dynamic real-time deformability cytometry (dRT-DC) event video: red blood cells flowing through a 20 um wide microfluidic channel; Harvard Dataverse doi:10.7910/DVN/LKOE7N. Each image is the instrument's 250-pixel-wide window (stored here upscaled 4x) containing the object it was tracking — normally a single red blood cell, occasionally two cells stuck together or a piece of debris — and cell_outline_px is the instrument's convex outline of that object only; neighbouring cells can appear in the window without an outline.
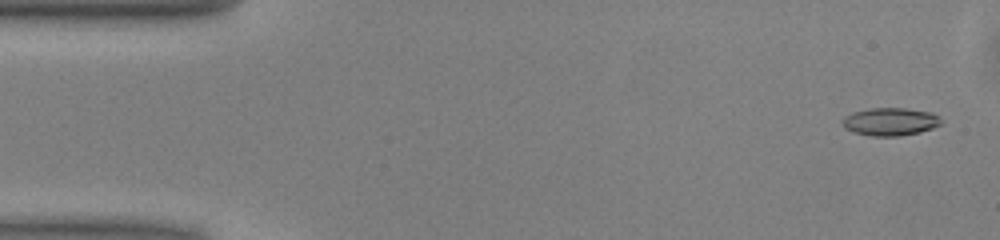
{"species": "common noctule bat (a hibernating species)", "species_latin": "Nyctalus noctula", "temperature_condition": "warm", "stored_images_in_passage": 50, "camera_frame_rate_fps": 3000, "um_per_image_px": 0.085, "animal": {"sex": "male", "body_mass_g": 13.0, "forearm_length_mm": 53.1}, "frame": {"image": 1, "passage_image": 2, "time_ms": 0.333, "image_size_px": [1000, 240], "cell_outline_px": [[940, 124], [932, 128], [920, 132], [900, 136], [872, 136], [852, 132], [844, 128], [840, 120], [844, 116], [852, 112], [872, 108], [904, 108], [932, 112], [940, 116]], "centroid_in_image_um": [75.63, 10.34], "position_along_channel_um": 9.4, "area_um2": 16.18}}
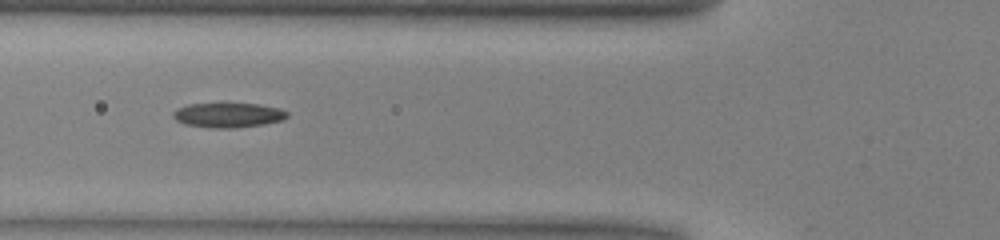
{"frame": {"image": 2, "passage_image": 18, "time_ms": 5.667, "image_size_px": [1000, 240], "cell_outline_px": [[288, 116], [284, 120], [264, 124], [236, 128], [212, 128], [184, 124], [176, 120], [172, 116], [172, 112], [176, 108], [188, 104], [260, 104], [280, 108], [288, 112]], "centroid_in_image_um": [19.4, 9.79], "position_along_channel_um": 106.4, "area_um2": 16.53}}
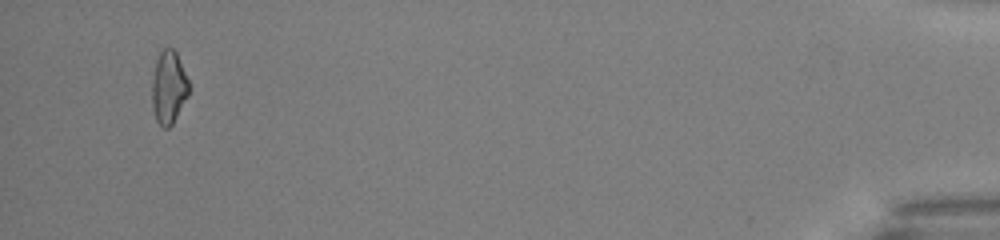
{"frame": {"image": 3, "passage_image": 48, "time_ms": 15.667, "image_size_px": [1000, 240], "cell_outline_px": [[188, 96], [172, 124], [168, 128], [164, 128], [156, 120], [152, 108], [152, 80], [156, 60], [160, 52], [164, 48], [172, 48], [176, 52], [188, 80]], "centroid_in_image_um": [14.32, 7.43], "position_along_channel_um": 420.9, "area_um2": 15.49}, "authors_computed_cell_mechanics": {"area_um2": 15.9528, "velocity_mm_per_s": 4.047, "shape_relaxation_time_tau1_ms": 7.4808, "shape_relaxation_time_tau2_ms": 10.8679, "deformation_change_tau1": 0.1673, "deformation_change_tau2": 0.221}}